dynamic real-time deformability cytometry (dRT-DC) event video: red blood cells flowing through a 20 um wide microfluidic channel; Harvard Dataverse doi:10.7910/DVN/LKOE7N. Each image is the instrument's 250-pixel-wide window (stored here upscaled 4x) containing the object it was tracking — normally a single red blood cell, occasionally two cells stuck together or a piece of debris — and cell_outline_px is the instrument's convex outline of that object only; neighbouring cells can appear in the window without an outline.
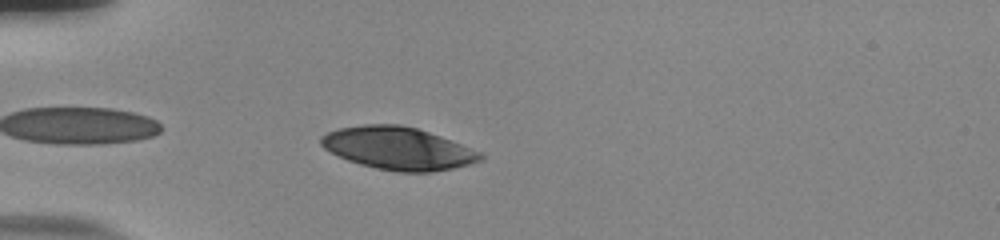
{"species": "human", "species_latin": "Homo sapiens", "temperature_condition": "room temperature", "stored_images_in_passage": 34, "camera_frame_rate_fps": 3000, "um_per_image_px": 0.085, "donor": {"sex": "male"}, "frame": {"image": 1, "passage_image": 3, "time_ms": 0.667, "image_size_px": [1000, 240], "cell_outline_px": [[484, 160], [452, 168], [432, 172], [396, 172], [376, 168], [360, 164], [348, 160], [324, 148], [320, 144], [320, 136], [328, 132], [340, 128], [364, 124], [400, 124], [416, 128], [440, 136], [484, 152]], "centroid_in_image_um": [33.87, 12.61], "position_along_channel_um": 51.1, "area_um2": 39.59}}
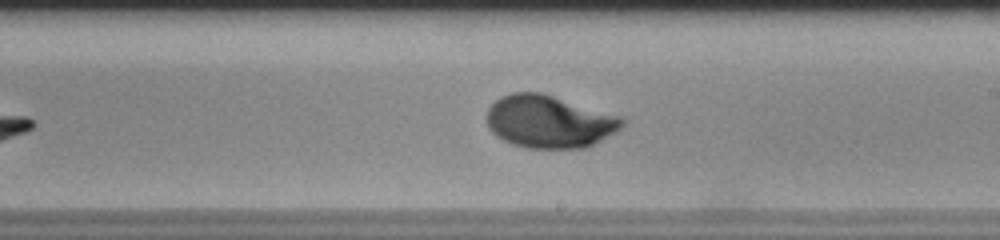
{"frame": {"image": 2, "passage_image": 20, "time_ms": 6.333, "image_size_px": [1000, 240], "cell_outline_px": [[624, 124], [616, 132], [588, 148], [528, 148], [512, 144], [496, 136], [488, 128], [488, 108], [500, 96], [512, 92], [540, 92], [620, 116], [624, 120]], "centroid_in_image_um": [46.68, 10.34], "position_along_channel_um": 242.3, "area_um2": 41.44}}
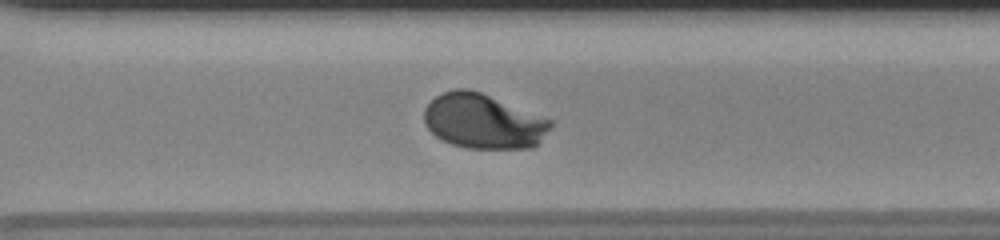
{"frame": {"image": 3, "passage_image": 27, "time_ms": 8.667, "image_size_px": [1000, 240], "cell_outline_px": [[552, 128], [532, 148], [468, 148], [452, 144], [436, 136], [424, 124], [424, 108], [436, 96], [444, 92], [456, 88], [468, 88], [480, 92], [552, 120]], "centroid_in_image_um": [41.07, 10.31], "position_along_channel_um": 329.5, "area_um2": 40.06}, "authors_computed_cell_mechanics": {"area_um2": 40.8068, "velocity_mm_per_s": 3.745, "shape_relaxation_time_tau1_ms": 3.3734, "shape_relaxation_time_tau2_ms": null, "deformation_change_tau1": 0.1721, "deformation_change_tau2": null}}